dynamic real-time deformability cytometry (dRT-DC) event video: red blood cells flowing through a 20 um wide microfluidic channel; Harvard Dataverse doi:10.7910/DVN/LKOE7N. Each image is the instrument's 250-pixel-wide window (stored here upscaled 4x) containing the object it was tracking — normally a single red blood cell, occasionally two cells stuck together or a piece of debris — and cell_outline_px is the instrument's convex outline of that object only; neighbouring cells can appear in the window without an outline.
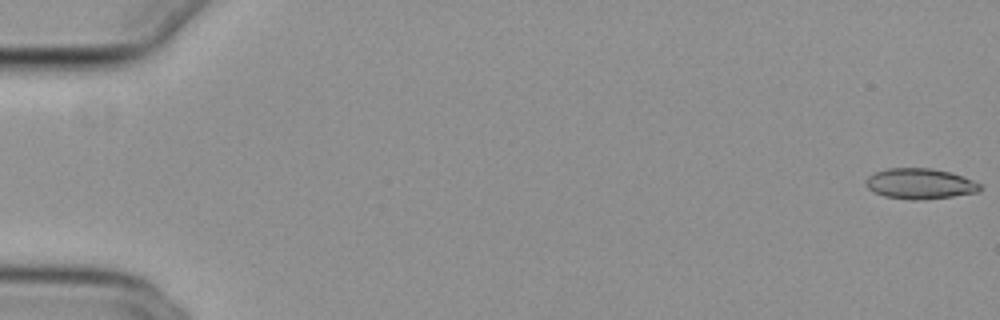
{"species": "common noctule bat (a hibernating species)", "species_latin": "Nyctalus noctula", "temperature_condition": "cold", "stored_images_in_passage": 30, "camera_frame_rate_fps": 3000, "um_per_image_px": 0.085, "animal": {"sex": "female", "body_mass_g": 29.2, "forearm_length_mm": 56.3}, "frame": {"image": 1, "passage_image": 1, "time_ms": 0.0, "image_size_px": [1000, 320], "cell_outline_px": [[980, 188], [976, 192], [952, 196], [920, 200], [912, 200], [884, 196], [868, 188], [868, 176], [876, 172], [888, 168], [932, 168], [948, 172], [972, 180], [980, 184]], "centroid_in_image_um": [78.19, 15.61], "position_along_channel_um": 6.8, "area_um2": 19.83}}
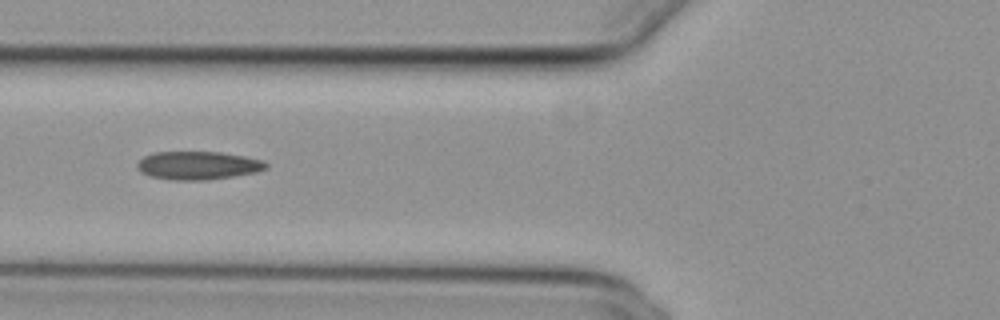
{"frame": {"image": 2, "passage_image": 22, "time_ms": 7.0, "image_size_px": [1000, 320], "cell_outline_px": [[268, 168], [256, 172], [208, 180], [168, 180], [152, 176], [140, 172], [136, 168], [136, 164], [144, 156], [152, 152], [220, 152], [244, 156], [264, 160], [268, 164]], "centroid_in_image_um": [16.82, 14.06], "position_along_channel_um": 109.0, "area_um2": 21.33}}
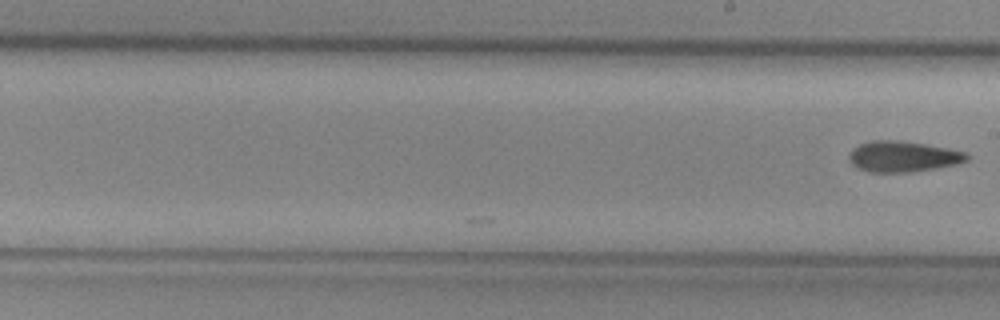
{"frame": {"image": 3, "passage_image": 30, "time_ms": 9.667, "image_size_px": [1000, 320], "cell_outline_px": [[968, 160], [956, 164], [936, 168], [912, 172], [868, 172], [852, 164], [848, 156], [852, 148], [860, 144], [872, 140], [900, 140], [924, 144], [964, 152], [968, 156]], "centroid_in_image_um": [76.71, 13.3], "position_along_channel_um": 212.3, "area_um2": 20.92}}